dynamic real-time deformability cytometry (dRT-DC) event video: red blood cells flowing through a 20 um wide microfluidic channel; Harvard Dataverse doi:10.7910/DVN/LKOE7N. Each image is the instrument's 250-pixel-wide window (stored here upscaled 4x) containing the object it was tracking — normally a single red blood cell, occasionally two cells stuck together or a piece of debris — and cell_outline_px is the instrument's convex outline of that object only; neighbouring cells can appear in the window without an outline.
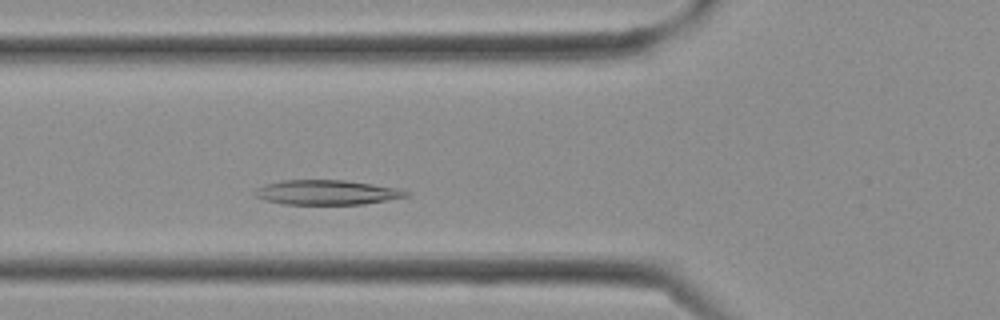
{"species": "Egyptian fruit bat (a non-hibernating species)", "species_latin": "Rousettus aegyptiacus", "temperature_condition": "cold", "stored_images_in_passage": 7, "camera_frame_rate_fps": 3000, "um_per_image_px": 0.085, "frame": {"image": 1, "passage_image": 7, "time_ms": 2.0, "image_size_px": [1000, 320], "cell_outline_px": [[408, 196], [364, 204], [284, 204], [264, 200], [256, 196], [252, 192], [256, 188], [264, 184], [280, 180], [344, 180], [400, 188], [408, 192]], "centroid_in_image_um": [27.73, 16.35], "position_along_channel_um": 98.1, "area_um2": 21.79}}